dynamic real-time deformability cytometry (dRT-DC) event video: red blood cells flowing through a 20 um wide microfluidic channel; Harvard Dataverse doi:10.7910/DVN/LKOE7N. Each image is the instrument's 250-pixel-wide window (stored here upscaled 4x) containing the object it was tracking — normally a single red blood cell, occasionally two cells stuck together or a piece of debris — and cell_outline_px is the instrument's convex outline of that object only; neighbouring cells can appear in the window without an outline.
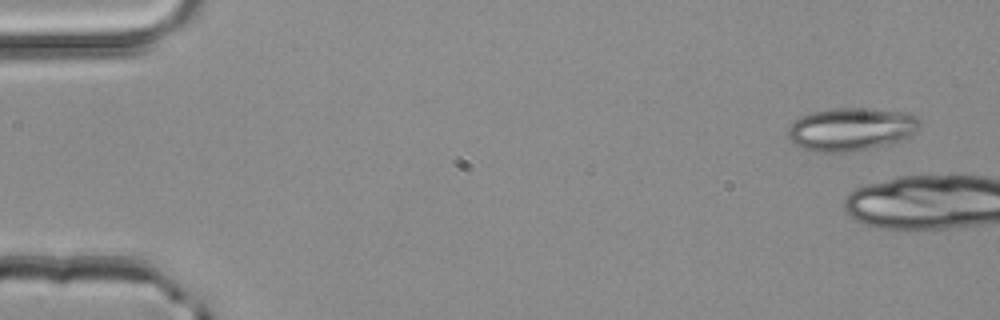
{"species": "common noctule bat (a hibernating species)", "species_latin": "Nyctalus noctula", "temperature_condition": "room temperature", "stored_images_in_passage": 5, "camera_frame_rate_fps": 3000, "um_per_image_px": 0.085, "animal": {"sex": "male", "body_mass_g": 20.4}, "frame": {"image": 1, "passage_image": 1, "time_ms": 0.0, "image_size_px": [1000, 320], "cell_outline_px": [[920, 124], [908, 140], [896, 144], [852, 152], [816, 152], [792, 144], [788, 136], [788, 128], [792, 120], [800, 116], [812, 112], [832, 108], [868, 108], [908, 112], [916, 116], [920, 120]], "centroid_in_image_um": [72.38, 10.99], "position_along_channel_um": 12.6, "area_um2": 33.99}}